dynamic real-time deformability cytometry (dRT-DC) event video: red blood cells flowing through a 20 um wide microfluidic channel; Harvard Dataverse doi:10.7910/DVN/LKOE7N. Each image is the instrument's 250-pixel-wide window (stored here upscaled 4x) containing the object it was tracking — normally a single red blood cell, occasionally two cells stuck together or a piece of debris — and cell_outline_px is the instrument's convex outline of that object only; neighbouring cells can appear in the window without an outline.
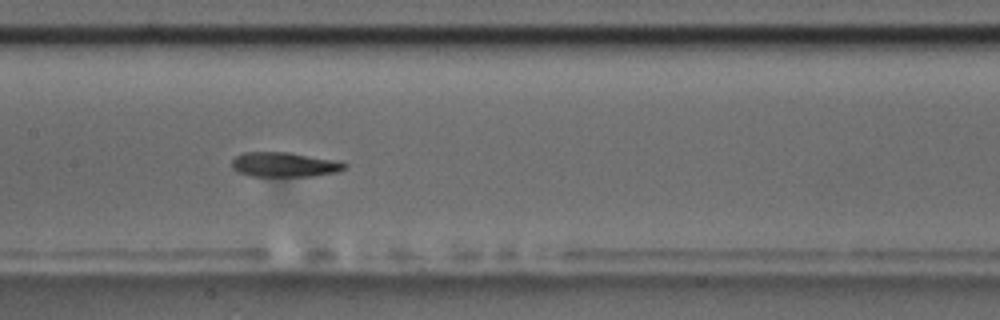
{"species": "common noctule bat (a hibernating species)", "species_latin": "Nyctalus noctula", "temperature_condition": "room temperature", "stored_images_in_passage": 7, "camera_frame_rate_fps": 3000, "um_per_image_px": 0.085, "animal": {"sex": "male", "body_mass_g": 17.5, "forearm_length_mm": 52.3}, "frame": {"image": 1, "passage_image": 4, "time_ms": 3.333, "image_size_px": [1000, 320], "cell_outline_px": [[348, 168], [336, 172], [312, 176], [252, 176], [236, 172], [232, 168], [232, 160], [236, 156], [244, 152], [292, 152], [332, 160], [348, 164]], "centroid_in_image_um": [24.15, 13.99], "position_along_channel_um": 183.2, "area_um2": 16.24}}
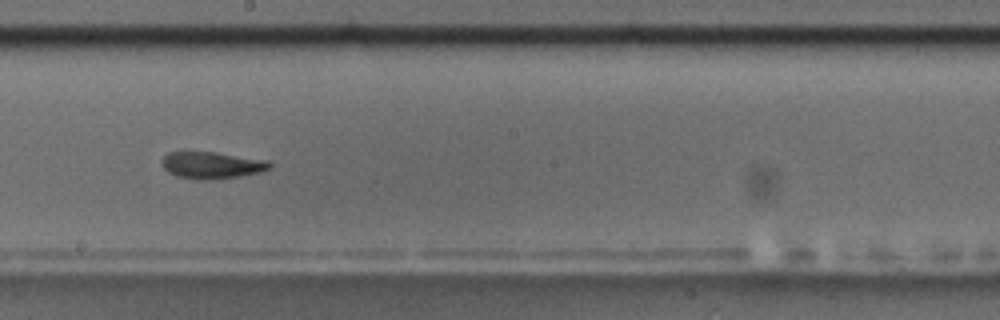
{"frame": {"image": 2, "passage_image": 5, "time_ms": 4.667, "image_size_px": [1000, 320], "cell_outline_px": [[272, 168], [260, 172], [240, 176], [212, 180], [196, 180], [176, 176], [168, 172], [160, 164], [160, 160], [168, 152], [216, 152], [268, 160], [272, 164]], "centroid_in_image_um": [17.99, 14.05], "position_along_channel_um": 230.2, "area_um2": 17.17}}
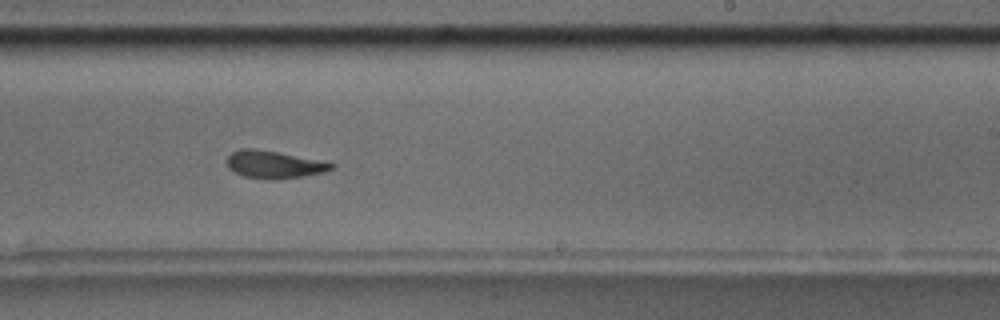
{"frame": {"image": 3, "passage_image": 6, "time_ms": 5.667, "image_size_px": [1000, 320], "cell_outline_px": [[336, 164], [332, 168], [324, 172], [300, 176], [244, 176], [228, 168], [224, 160], [232, 152], [240, 148], [252, 148], [276, 152]], "centroid_in_image_um": [23.2, 13.92], "position_along_channel_um": 265.8, "area_um2": 15.61}}